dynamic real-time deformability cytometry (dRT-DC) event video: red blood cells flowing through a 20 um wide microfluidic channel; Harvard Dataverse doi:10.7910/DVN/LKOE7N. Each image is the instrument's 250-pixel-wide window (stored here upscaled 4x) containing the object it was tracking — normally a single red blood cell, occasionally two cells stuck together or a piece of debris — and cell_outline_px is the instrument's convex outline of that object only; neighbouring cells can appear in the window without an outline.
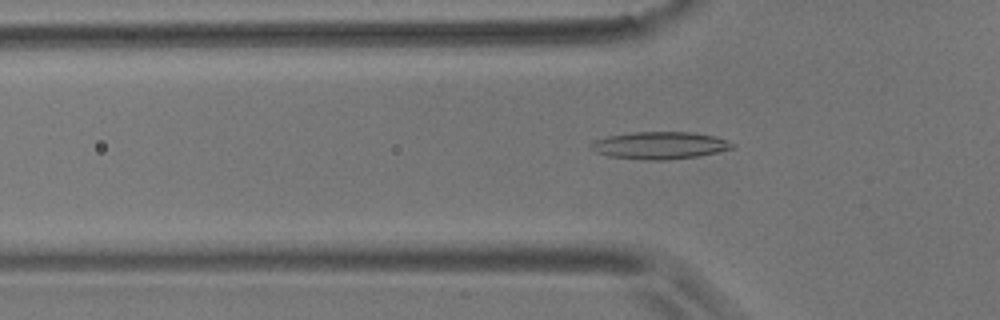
{"species": "common noctule bat (a hibernating species)", "species_latin": "Nyctalus noctula", "temperature_condition": "room temperature", "stored_images_in_passage": 43, "camera_frame_rate_fps": 3000, "um_per_image_px": 0.085, "animal": {"sex": "male", "body_mass_g": 17.9}, "frame": {"image": 1, "passage_image": 4, "time_ms": 1.0, "image_size_px": [1000, 320], "cell_outline_px": [[736, 148], [696, 156], [664, 160], [648, 160], [608, 156], [596, 152], [588, 144], [596, 140], [608, 136], [632, 132], [688, 132], [716, 136], [736, 144]], "centroid_in_image_um": [56.1, 12.35], "position_along_channel_um": 69.7, "area_um2": 22.37}}
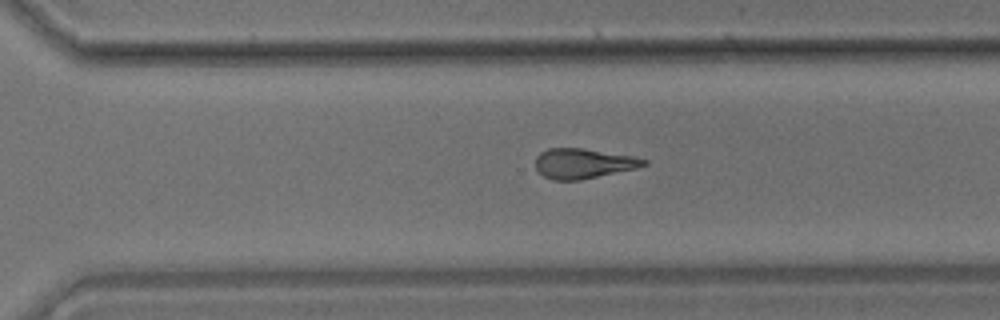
{"frame": {"image": 2, "passage_image": 25, "time_ms": 8.0, "image_size_px": [1000, 320], "cell_outline_px": [[648, 164], [636, 168], [580, 180], [552, 180], [544, 176], [536, 168], [536, 156], [540, 152], [548, 148], [584, 148], [636, 156], [648, 160]], "centroid_in_image_um": [49.6, 13.88], "position_along_channel_um": 321.0, "area_um2": 19.02}}
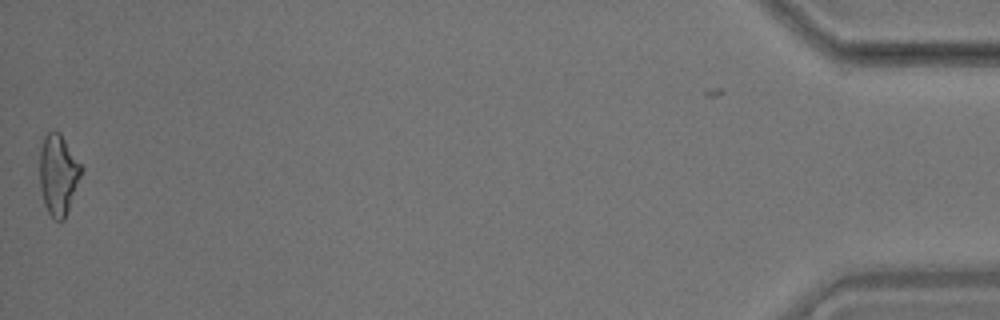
{"frame": {"image": 3, "passage_image": 42, "time_ms": 13.667, "image_size_px": [1000, 320], "cell_outline_px": [[84, 168], [64, 220], [56, 220], [48, 212], [44, 204], [40, 188], [40, 148], [44, 136], [48, 132], [60, 132]], "centroid_in_image_um": [4.96, 14.82], "position_along_channel_um": 430.2, "area_um2": 19.48}, "authors_computed_cell_mechanics": {"area_um2": 19.4786, "velocity_mm_per_s": 3.5847, "shape_relaxation_time_tau1_ms": 9.0915, "shape_relaxation_time_tau2_ms": 2.8258, "deformation_change_tau1": 0.2179, "deformation_change_tau2": 0.1285}}